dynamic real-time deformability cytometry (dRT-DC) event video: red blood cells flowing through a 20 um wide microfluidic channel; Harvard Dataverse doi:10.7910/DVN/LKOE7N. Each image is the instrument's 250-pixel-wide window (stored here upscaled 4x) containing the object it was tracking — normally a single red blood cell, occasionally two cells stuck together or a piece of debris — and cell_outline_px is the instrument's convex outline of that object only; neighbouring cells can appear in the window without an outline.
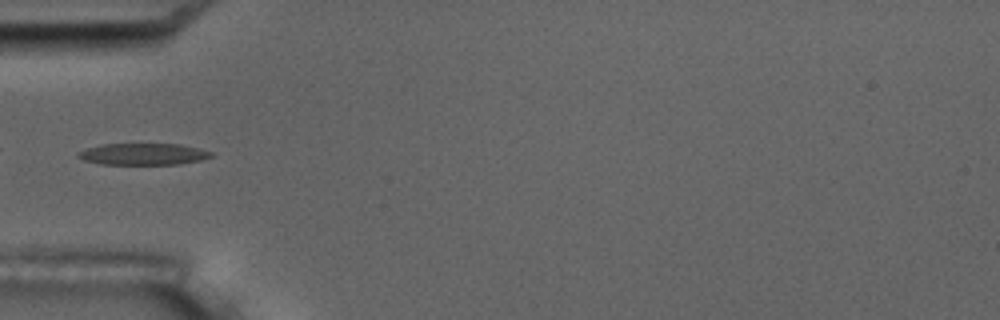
{"species": "common noctule bat (a hibernating species)", "species_latin": "Nyctalus noctula", "temperature_condition": "room temperature", "stored_images_in_passage": 8, "camera_frame_rate_fps": 3000, "um_per_image_px": 0.085, "animal": {"sex": "male", "body_mass_g": 17.5, "forearm_length_mm": 52.3}, "frame": {"image": 1, "passage_image": 4, "time_ms": 3.667, "image_size_px": [1000, 320], "cell_outline_px": [[212, 156], [200, 160], [180, 164], [100, 164], [84, 160], [76, 156], [76, 152], [100, 144], [180, 144], [212, 152]], "centroid_in_image_um": [12.12, 13.1], "position_along_channel_um": 72.9, "area_um2": 16.65}}
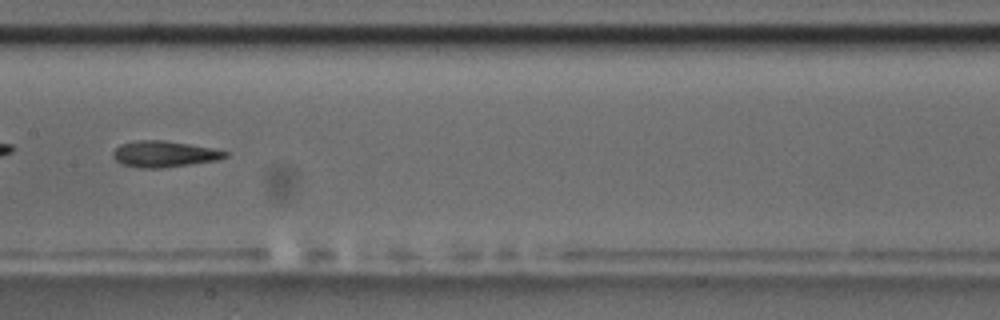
{"frame": {"image": 2, "passage_image": 7, "time_ms": 7.0, "image_size_px": [1000, 320], "cell_outline_px": [[228, 156], [216, 160], [160, 168], [136, 168], [120, 164], [112, 156], [112, 152], [120, 144], [136, 140], [164, 140], [212, 148], [228, 152]], "centroid_in_image_um": [13.89, 13.09], "position_along_channel_um": 193.5, "area_um2": 17.05}}
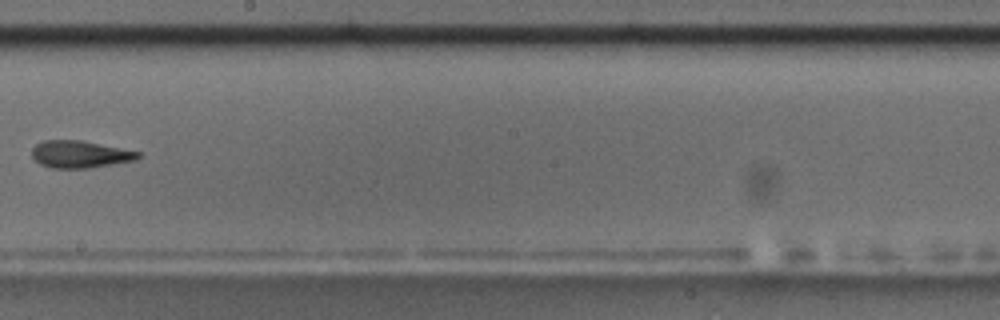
{"frame": {"image": 3, "passage_image": 8, "time_ms": 8.333, "image_size_px": [1000, 320], "cell_outline_px": [[140, 156], [136, 160], [88, 168], [52, 168], [40, 164], [32, 156], [32, 148], [36, 144], [44, 140], [80, 140], [140, 152]], "centroid_in_image_um": [6.77, 13.11], "position_along_channel_um": 241.4, "area_um2": 16.65}}